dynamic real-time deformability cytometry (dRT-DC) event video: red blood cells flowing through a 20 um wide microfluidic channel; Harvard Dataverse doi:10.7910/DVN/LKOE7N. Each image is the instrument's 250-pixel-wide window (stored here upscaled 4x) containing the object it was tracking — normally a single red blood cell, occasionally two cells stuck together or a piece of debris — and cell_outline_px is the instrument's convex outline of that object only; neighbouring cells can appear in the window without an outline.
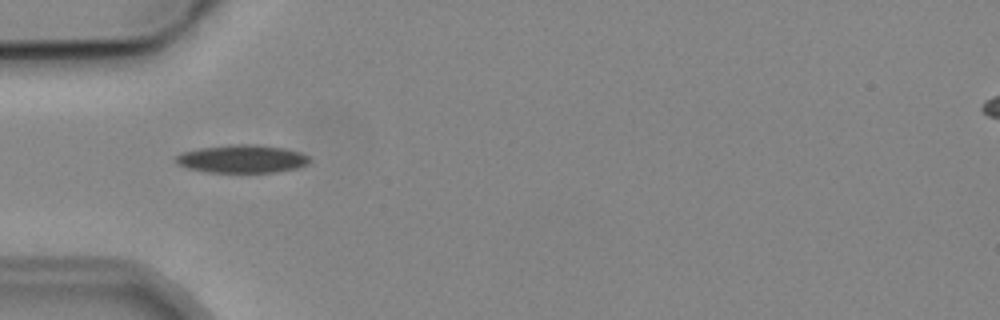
{"species": "common noctule bat (a hibernating species)", "species_latin": "Nyctalus noctula", "temperature_condition": "cold", "stored_images_in_passage": 6, "camera_frame_rate_fps": 3000, "um_per_image_px": 0.085, "animal": {"sex": "male", "body_mass_g": 19.2, "forearm_length_mm": 51.8}, "frame": {"image": 1, "passage_image": 4, "time_ms": 4.333, "image_size_px": [1000, 320], "cell_outline_px": [[312, 160], [308, 164], [296, 168], [276, 172], [204, 172], [188, 168], [176, 164], [172, 160], [180, 152], [200, 148], [240, 144], [252, 144], [284, 148], [300, 152], [308, 156]], "centroid_in_image_um": [20.54, 13.51], "position_along_channel_um": 64.5, "area_um2": 21.91}}
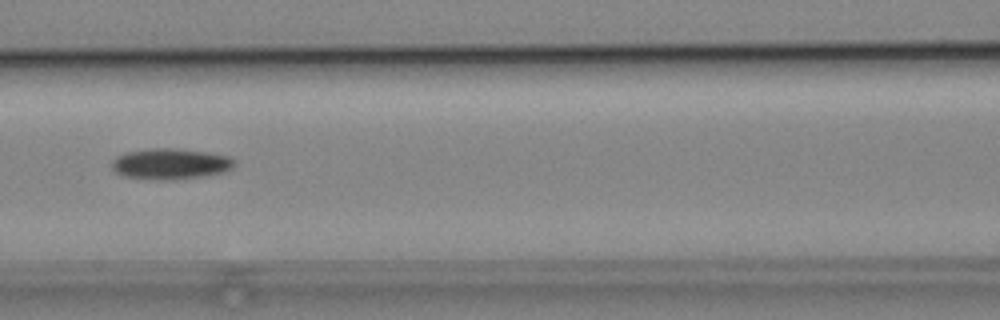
{"frame": {"image": 2, "passage_image": 6, "time_ms": 6.667, "image_size_px": [1000, 320], "cell_outline_px": [[236, 164], [232, 168], [224, 172], [200, 176], [168, 180], [164, 180], [124, 176], [116, 172], [112, 168], [112, 160], [116, 156], [128, 152], [152, 148], [172, 148], [204, 152], [228, 156], [236, 160]], "centroid_in_image_um": [14.49, 13.92], "position_along_channel_um": 152.1, "area_um2": 21.73}}